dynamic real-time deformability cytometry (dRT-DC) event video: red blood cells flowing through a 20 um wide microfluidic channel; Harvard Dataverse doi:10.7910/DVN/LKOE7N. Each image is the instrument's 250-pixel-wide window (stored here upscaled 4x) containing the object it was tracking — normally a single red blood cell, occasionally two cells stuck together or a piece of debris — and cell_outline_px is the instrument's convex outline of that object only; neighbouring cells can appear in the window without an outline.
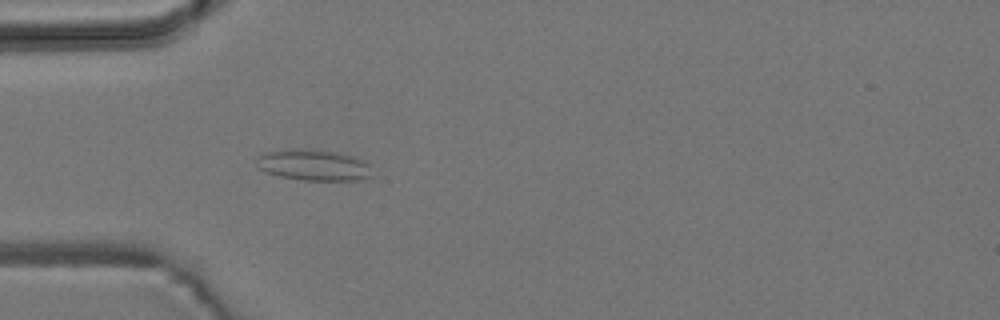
{"species": "common noctule bat (a hibernating species)", "species_latin": "Nyctalus noctula", "temperature_condition": "room temperature", "stored_images_in_passage": 4, "camera_frame_rate_fps": 3000, "um_per_image_px": 0.085, "animal": {"sex": "male", "body_mass_g": 19.2, "forearm_length_mm": 51.8}, "frame": {"image": 1, "passage_image": 4, "time_ms": 3.333, "image_size_px": [1000, 320], "cell_outline_px": [[368, 176], [356, 180], [300, 180], [280, 176], [264, 172], [256, 168], [256, 156], [260, 152], [288, 148], [308, 148], [336, 152], [356, 156], [364, 160], [368, 164]], "centroid_in_image_um": [26.51, 13.99], "position_along_channel_um": 58.5, "area_um2": 21.33}}